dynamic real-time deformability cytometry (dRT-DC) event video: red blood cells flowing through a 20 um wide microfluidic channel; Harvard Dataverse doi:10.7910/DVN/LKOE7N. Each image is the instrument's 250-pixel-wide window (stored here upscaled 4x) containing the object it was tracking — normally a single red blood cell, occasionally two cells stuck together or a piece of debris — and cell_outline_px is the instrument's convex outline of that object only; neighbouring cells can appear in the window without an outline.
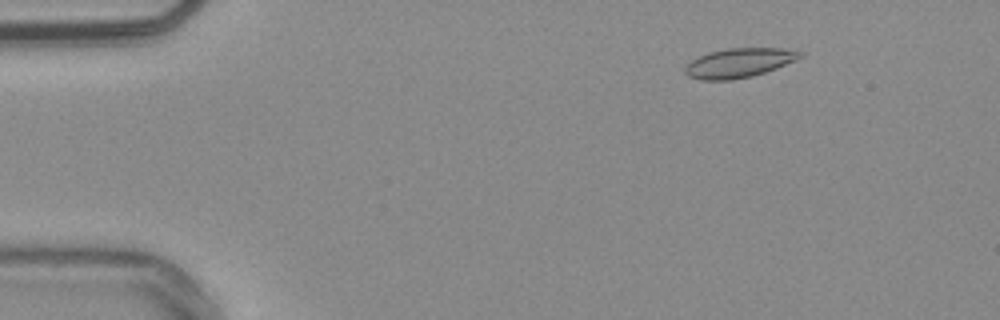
{"species": "common noctule bat (a hibernating species)", "species_latin": "Nyctalus noctula", "temperature_condition": "warm", "stored_images_in_passage": 48, "camera_frame_rate_fps": 3000, "um_per_image_px": 0.085, "animal": {"sex": "male", "body_mass_g": 20.4}, "frame": {"image": 1, "passage_image": 1, "time_ms": 0.0, "image_size_px": [1000, 320], "cell_outline_px": [[804, 56], [796, 60], [776, 68], [752, 76], [732, 80], [700, 80], [688, 76], [684, 72], [684, 68], [692, 60], [708, 52], [728, 48], [784, 48], [804, 52]], "centroid_in_image_um": [62.83, 5.34], "position_along_channel_um": 22.2, "area_um2": 19.71}}
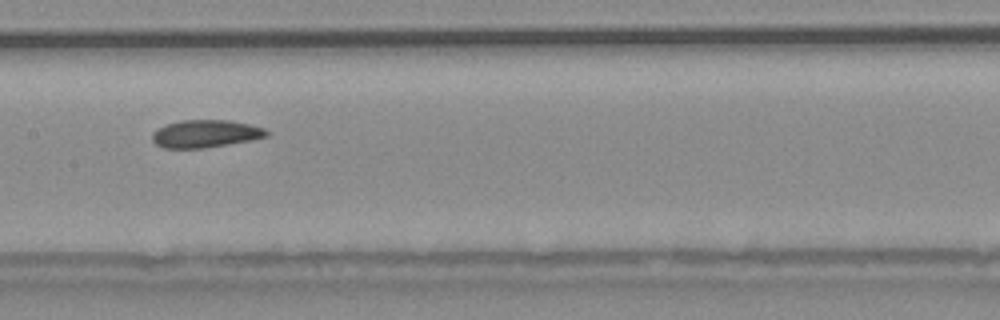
{"frame": {"image": 2, "passage_image": 21, "time_ms": 6.667, "image_size_px": [1000, 320], "cell_outline_px": [[268, 136], [252, 140], [204, 148], [164, 148], [156, 144], [152, 140], [152, 132], [164, 124], [180, 120], [228, 120], [248, 124], [264, 128], [268, 132]], "centroid_in_image_um": [17.43, 11.36], "position_along_channel_um": 190.0, "area_um2": 18.44}}
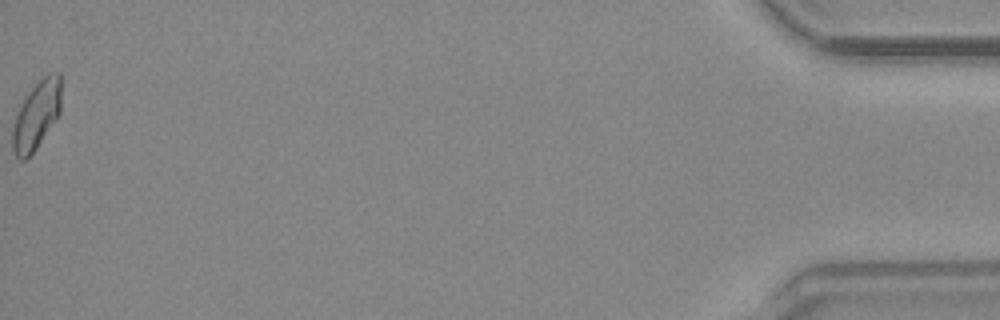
{"frame": {"image": 3, "passage_image": 48, "time_ms": 15.667, "image_size_px": [1000, 320], "cell_outline_px": [[60, 116], [36, 148], [24, 160], [20, 160], [16, 156], [12, 148], [12, 124], [16, 112], [28, 92], [48, 72], [60, 72]], "centroid_in_image_um": [3.1, 9.79], "position_along_channel_um": 432.1, "area_um2": 19.48}, "authors_computed_cell_mechanics": {"area_um2": 18.6405, "velocity_mm_per_s": 3.7828, "shape_relaxation_time_tau1_ms": null, "shape_relaxation_time_tau2_ms": 3.025, "deformation_change_tau1": null, "deformation_change_tau2": 0.0716}}